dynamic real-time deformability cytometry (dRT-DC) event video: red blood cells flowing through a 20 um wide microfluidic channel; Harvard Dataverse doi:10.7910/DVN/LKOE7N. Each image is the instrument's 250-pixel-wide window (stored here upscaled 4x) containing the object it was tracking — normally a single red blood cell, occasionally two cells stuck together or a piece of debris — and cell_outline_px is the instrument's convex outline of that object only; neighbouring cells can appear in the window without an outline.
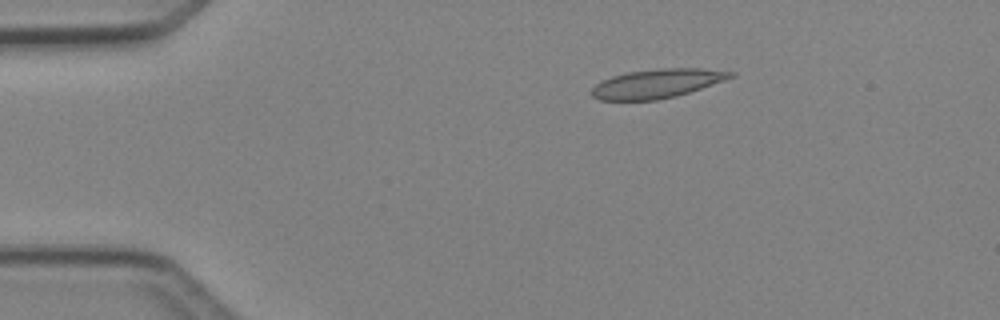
{"species": "Egyptian fruit bat (a non-hibernating species)", "species_latin": "Rousettus aegyptiacus", "temperature_condition": "cold", "stored_images_in_passage": 40, "camera_frame_rate_fps": 3000, "um_per_image_px": 0.085, "animal": {"sex": "female"}, "frame": {"image": 1, "passage_image": 1, "time_ms": 0.0, "image_size_px": [1000, 320], "cell_outline_px": [[736, 76], [676, 96], [656, 100], [600, 100], [592, 96], [592, 88], [596, 84], [612, 76], [628, 72], [660, 68], [700, 68], [736, 72]], "centroid_in_image_um": [55.86, 7.09], "position_along_channel_um": 29.1, "area_um2": 23.24}}
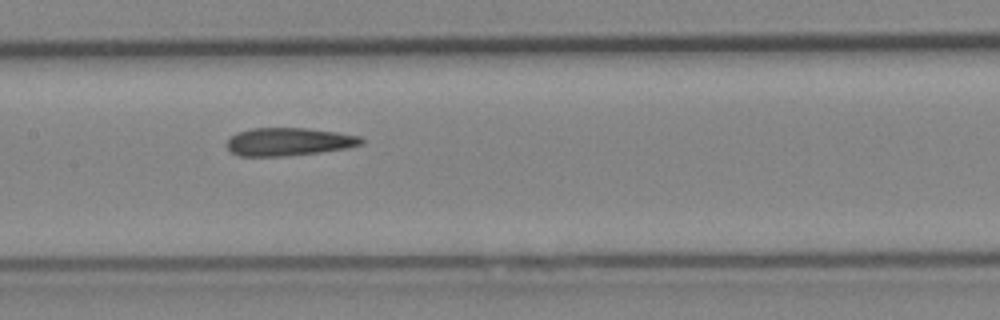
{"frame": {"image": 2, "passage_image": 16, "time_ms": 5.0, "image_size_px": [1000, 320], "cell_outline_px": [[364, 144], [344, 148], [316, 152], [280, 156], [236, 156], [228, 148], [228, 140], [236, 132], [252, 128], [308, 128], [336, 132], [360, 136], [364, 140]], "centroid_in_image_um": [24.53, 12.04], "position_along_channel_um": 182.9, "area_um2": 21.68}}
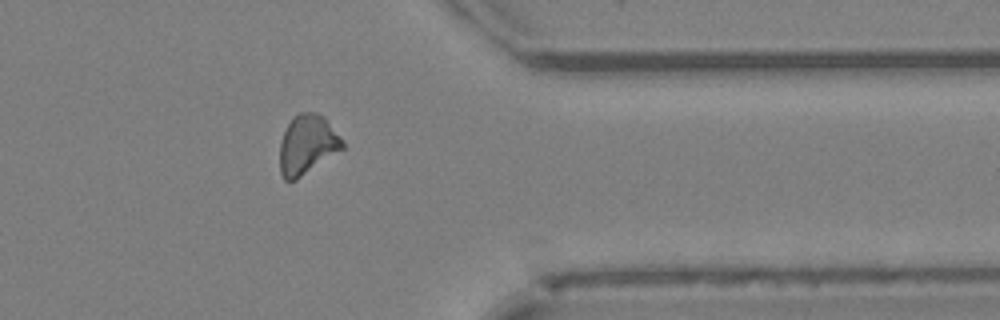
{"frame": {"image": 3, "passage_image": 31, "time_ms": 10.0, "image_size_px": [1000, 320], "cell_outline_px": [[344, 148], [296, 180], [284, 180], [280, 172], [280, 140], [292, 116], [300, 112], [316, 112], [324, 116], [344, 144]], "centroid_in_image_um": [26.09, 12.29], "position_along_channel_um": 385.3, "area_um2": 21.56}, "authors_computed_cell_mechanics": {"area_um2": 21.8773, "velocity_mm_per_s": 4.2789, "shape_relaxation_time_tau1_ms": null, "shape_relaxation_time_tau2_ms": 5.1584, "deformation_change_tau1": null, "deformation_change_tau2": 0.0974}}